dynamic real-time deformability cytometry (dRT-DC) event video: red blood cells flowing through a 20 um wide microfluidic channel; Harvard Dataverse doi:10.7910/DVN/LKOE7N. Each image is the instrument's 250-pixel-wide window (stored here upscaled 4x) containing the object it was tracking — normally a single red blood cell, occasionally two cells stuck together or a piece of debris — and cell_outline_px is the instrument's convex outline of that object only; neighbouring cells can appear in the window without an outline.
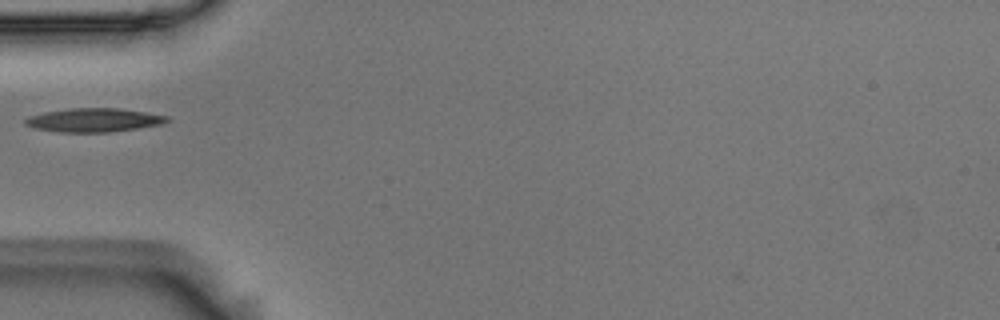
{"species": "Egyptian fruit bat (a non-hibernating species)", "species_latin": "Rousettus aegyptiacus", "temperature_condition": "room temperature", "stored_images_in_passage": 1, "camera_frame_rate_fps": 3000, "um_per_image_px": 0.085, "animal": {"sex": "male"}, "frame": {"image": 1, "passage_image": 1, "time_ms": 0.0, "image_size_px": [1000, 320], "cell_outline_px": [[172, 120], [160, 124], [136, 128], [108, 132], [60, 132], [36, 128], [24, 124], [24, 120], [28, 116], [44, 112], [68, 108], [120, 108], [168, 116]], "centroid_in_image_um": [7.96, 10.2], "position_along_channel_um": 77.0, "area_um2": 19.48}}